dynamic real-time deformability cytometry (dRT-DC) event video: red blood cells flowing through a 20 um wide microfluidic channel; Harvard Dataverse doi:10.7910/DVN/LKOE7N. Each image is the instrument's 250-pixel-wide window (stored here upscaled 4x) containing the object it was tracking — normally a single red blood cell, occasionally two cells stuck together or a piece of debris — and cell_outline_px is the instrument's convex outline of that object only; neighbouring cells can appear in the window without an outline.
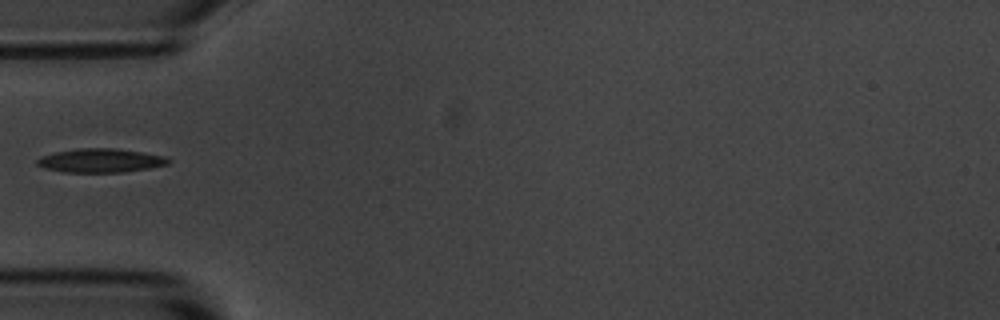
{"species": "common noctule bat (a hibernating species)", "species_latin": "Nyctalus noctula", "temperature_condition": "room temperature", "stored_images_in_passage": 1, "camera_frame_rate_fps": 3000, "um_per_image_px": 0.085, "animal": {"sex": "male", "body_mass_g": 20.1, "forearm_length_mm": 53.5}, "frame": {"image": 1, "passage_image": 1, "time_ms": 0.0, "image_size_px": [1000, 320], "cell_outline_px": [[172, 160], [168, 164], [152, 168], [124, 172], [64, 172], [44, 168], [36, 164], [36, 160], [40, 156], [56, 152], [80, 148], [112, 148], [140, 152], [164, 156]], "centroid_in_image_um": [8.54, 13.65], "position_along_channel_um": 76.5, "area_um2": 18.21}}